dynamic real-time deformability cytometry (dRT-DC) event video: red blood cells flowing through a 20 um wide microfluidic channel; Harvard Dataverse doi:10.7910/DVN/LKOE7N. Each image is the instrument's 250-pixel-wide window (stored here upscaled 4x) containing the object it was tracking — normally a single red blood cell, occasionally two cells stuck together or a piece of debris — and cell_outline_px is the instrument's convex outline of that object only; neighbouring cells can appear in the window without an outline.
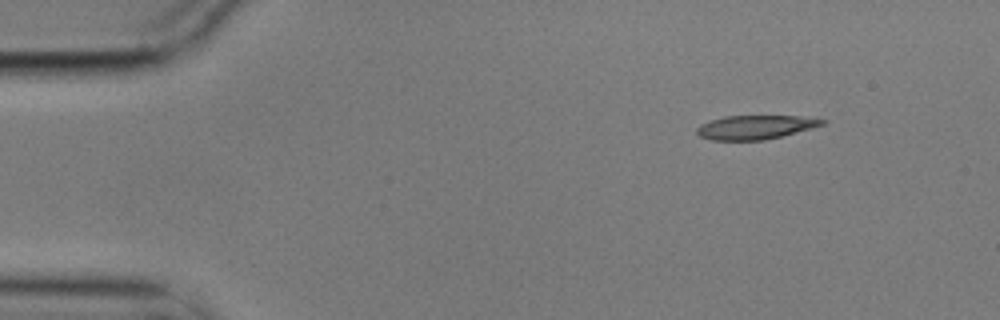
{"species": "common noctule bat (a hibernating species)", "species_latin": "Nyctalus noctula", "temperature_condition": "cold", "stored_images_in_passage": 3, "camera_frame_rate_fps": 3000, "um_per_image_px": 0.085, "animal": {"sex": "male", "body_mass_g": 17.9}, "frame": {"image": 1, "passage_image": 1, "time_ms": 0.0, "image_size_px": [1000, 320], "cell_outline_px": [[828, 120], [824, 124], [812, 128], [764, 140], [712, 140], [700, 136], [696, 132], [696, 128], [700, 124], [724, 116], [796, 116]], "centroid_in_image_um": [64.18, 10.81], "position_along_channel_um": 20.8, "area_um2": 17.28}}
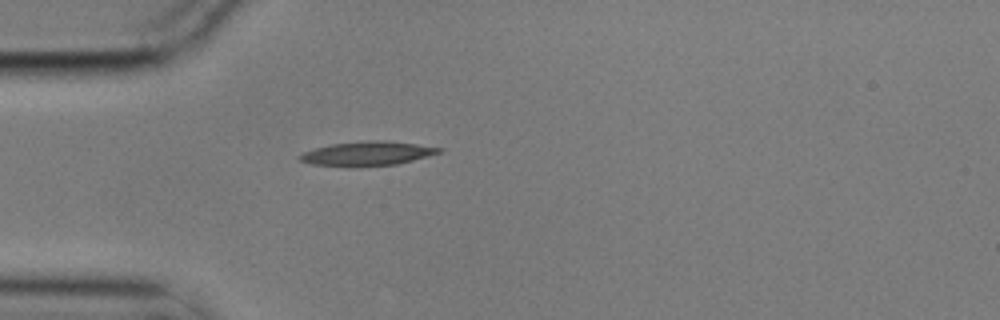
{"frame": {"image": 2, "passage_image": 3, "time_ms": 0.667, "image_size_px": [1000, 320], "cell_outline_px": [[444, 148], [440, 152], [428, 156], [396, 164], [360, 168], [348, 168], [312, 164], [300, 160], [296, 156], [304, 152], [316, 148], [332, 144], [368, 140], [384, 140], [416, 144]], "centroid_in_image_um": [31.18, 13.07], "position_along_channel_um": 53.8, "area_um2": 19.94}}